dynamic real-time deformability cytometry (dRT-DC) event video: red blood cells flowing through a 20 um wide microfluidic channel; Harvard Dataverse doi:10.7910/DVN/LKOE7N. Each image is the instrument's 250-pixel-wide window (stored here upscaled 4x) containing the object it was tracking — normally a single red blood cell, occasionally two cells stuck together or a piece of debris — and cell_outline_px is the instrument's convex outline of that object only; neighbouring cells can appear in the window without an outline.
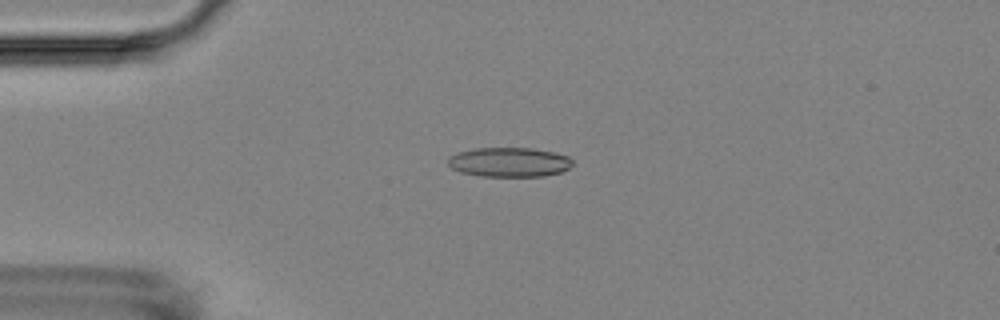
{"species": "Egyptian fruit bat (a non-hibernating species)", "species_latin": "Rousettus aegyptiacus", "temperature_condition": "room temperature", "stored_images_in_passage": 5, "camera_frame_rate_fps": 3000, "um_per_image_px": 0.085, "animal": {"sex": "female"}, "frame": {"image": 1, "passage_image": 4, "time_ms": 3.333, "image_size_px": [1000, 320], "cell_outline_px": [[572, 164], [568, 168], [560, 172], [544, 176], [480, 176], [460, 172], [452, 168], [448, 164], [448, 156], [460, 152], [476, 148], [532, 148], [556, 152], [568, 156], [572, 160]], "centroid_in_image_um": [43.29, 13.78], "position_along_channel_um": 41.7, "area_um2": 21.39}}